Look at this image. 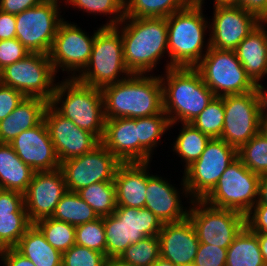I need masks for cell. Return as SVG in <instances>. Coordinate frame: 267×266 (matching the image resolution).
<instances>
[{"label": "cell", "mask_w": 267, "mask_h": 266, "mask_svg": "<svg viewBox=\"0 0 267 266\" xmlns=\"http://www.w3.org/2000/svg\"><path fill=\"white\" fill-rule=\"evenodd\" d=\"M16 38V18L14 14L0 10V40Z\"/></svg>", "instance_id": "51"}, {"label": "cell", "mask_w": 267, "mask_h": 266, "mask_svg": "<svg viewBox=\"0 0 267 266\" xmlns=\"http://www.w3.org/2000/svg\"><path fill=\"white\" fill-rule=\"evenodd\" d=\"M75 244L106 255V237L103 217L76 226Z\"/></svg>", "instance_id": "41"}, {"label": "cell", "mask_w": 267, "mask_h": 266, "mask_svg": "<svg viewBox=\"0 0 267 266\" xmlns=\"http://www.w3.org/2000/svg\"><path fill=\"white\" fill-rule=\"evenodd\" d=\"M131 74L124 61L121 33L115 27L100 25L95 30L89 62L76 79L94 88L102 89L126 79Z\"/></svg>", "instance_id": "6"}, {"label": "cell", "mask_w": 267, "mask_h": 266, "mask_svg": "<svg viewBox=\"0 0 267 266\" xmlns=\"http://www.w3.org/2000/svg\"><path fill=\"white\" fill-rule=\"evenodd\" d=\"M259 179L260 175L250 171L237 157L203 200L214 207L246 215L258 201Z\"/></svg>", "instance_id": "11"}, {"label": "cell", "mask_w": 267, "mask_h": 266, "mask_svg": "<svg viewBox=\"0 0 267 266\" xmlns=\"http://www.w3.org/2000/svg\"><path fill=\"white\" fill-rule=\"evenodd\" d=\"M160 75L163 110L171 128L190 123L215 97L195 67H171Z\"/></svg>", "instance_id": "4"}, {"label": "cell", "mask_w": 267, "mask_h": 266, "mask_svg": "<svg viewBox=\"0 0 267 266\" xmlns=\"http://www.w3.org/2000/svg\"><path fill=\"white\" fill-rule=\"evenodd\" d=\"M9 144L34 172L60 169V162L44 119L35 127L22 131Z\"/></svg>", "instance_id": "21"}, {"label": "cell", "mask_w": 267, "mask_h": 266, "mask_svg": "<svg viewBox=\"0 0 267 266\" xmlns=\"http://www.w3.org/2000/svg\"><path fill=\"white\" fill-rule=\"evenodd\" d=\"M225 119L220 139L237 150L259 133L260 108L256 90L223 96Z\"/></svg>", "instance_id": "16"}, {"label": "cell", "mask_w": 267, "mask_h": 266, "mask_svg": "<svg viewBox=\"0 0 267 266\" xmlns=\"http://www.w3.org/2000/svg\"><path fill=\"white\" fill-rule=\"evenodd\" d=\"M105 254L74 244L62 254V266H106Z\"/></svg>", "instance_id": "42"}, {"label": "cell", "mask_w": 267, "mask_h": 266, "mask_svg": "<svg viewBox=\"0 0 267 266\" xmlns=\"http://www.w3.org/2000/svg\"><path fill=\"white\" fill-rule=\"evenodd\" d=\"M34 224L41 230L46 241L62 254L75 244L76 226L52 217L40 219Z\"/></svg>", "instance_id": "36"}, {"label": "cell", "mask_w": 267, "mask_h": 266, "mask_svg": "<svg viewBox=\"0 0 267 266\" xmlns=\"http://www.w3.org/2000/svg\"><path fill=\"white\" fill-rule=\"evenodd\" d=\"M227 249L200 243L192 266H226Z\"/></svg>", "instance_id": "43"}, {"label": "cell", "mask_w": 267, "mask_h": 266, "mask_svg": "<svg viewBox=\"0 0 267 266\" xmlns=\"http://www.w3.org/2000/svg\"><path fill=\"white\" fill-rule=\"evenodd\" d=\"M52 218L58 221L78 226L99 218L96 212L78 195L68 191L56 206Z\"/></svg>", "instance_id": "33"}, {"label": "cell", "mask_w": 267, "mask_h": 266, "mask_svg": "<svg viewBox=\"0 0 267 266\" xmlns=\"http://www.w3.org/2000/svg\"><path fill=\"white\" fill-rule=\"evenodd\" d=\"M14 248L36 266H62V253L46 241L34 223Z\"/></svg>", "instance_id": "28"}, {"label": "cell", "mask_w": 267, "mask_h": 266, "mask_svg": "<svg viewBox=\"0 0 267 266\" xmlns=\"http://www.w3.org/2000/svg\"><path fill=\"white\" fill-rule=\"evenodd\" d=\"M246 74L255 83L267 78V22H261L234 49Z\"/></svg>", "instance_id": "25"}, {"label": "cell", "mask_w": 267, "mask_h": 266, "mask_svg": "<svg viewBox=\"0 0 267 266\" xmlns=\"http://www.w3.org/2000/svg\"><path fill=\"white\" fill-rule=\"evenodd\" d=\"M236 158L235 147L220 138L210 139L200 157L182 171L190 199L203 200Z\"/></svg>", "instance_id": "12"}, {"label": "cell", "mask_w": 267, "mask_h": 266, "mask_svg": "<svg viewBox=\"0 0 267 266\" xmlns=\"http://www.w3.org/2000/svg\"><path fill=\"white\" fill-rule=\"evenodd\" d=\"M262 82L256 84V92L259 100L260 116H267V87Z\"/></svg>", "instance_id": "52"}, {"label": "cell", "mask_w": 267, "mask_h": 266, "mask_svg": "<svg viewBox=\"0 0 267 266\" xmlns=\"http://www.w3.org/2000/svg\"><path fill=\"white\" fill-rule=\"evenodd\" d=\"M115 28L121 33L124 61L132 74H154L163 57L169 59L166 18L124 17Z\"/></svg>", "instance_id": "1"}, {"label": "cell", "mask_w": 267, "mask_h": 266, "mask_svg": "<svg viewBox=\"0 0 267 266\" xmlns=\"http://www.w3.org/2000/svg\"><path fill=\"white\" fill-rule=\"evenodd\" d=\"M257 237L263 260L267 265V234H257Z\"/></svg>", "instance_id": "54"}, {"label": "cell", "mask_w": 267, "mask_h": 266, "mask_svg": "<svg viewBox=\"0 0 267 266\" xmlns=\"http://www.w3.org/2000/svg\"><path fill=\"white\" fill-rule=\"evenodd\" d=\"M187 203L188 218L200 243L227 249L246 226V215L238 211L217 208L204 200H187Z\"/></svg>", "instance_id": "10"}, {"label": "cell", "mask_w": 267, "mask_h": 266, "mask_svg": "<svg viewBox=\"0 0 267 266\" xmlns=\"http://www.w3.org/2000/svg\"><path fill=\"white\" fill-rule=\"evenodd\" d=\"M226 266H267L263 260L257 233L245 226L227 248Z\"/></svg>", "instance_id": "30"}, {"label": "cell", "mask_w": 267, "mask_h": 266, "mask_svg": "<svg viewBox=\"0 0 267 266\" xmlns=\"http://www.w3.org/2000/svg\"><path fill=\"white\" fill-rule=\"evenodd\" d=\"M131 74L126 79L103 87L106 119L142 118L164 112L160 75Z\"/></svg>", "instance_id": "2"}, {"label": "cell", "mask_w": 267, "mask_h": 266, "mask_svg": "<svg viewBox=\"0 0 267 266\" xmlns=\"http://www.w3.org/2000/svg\"><path fill=\"white\" fill-rule=\"evenodd\" d=\"M5 214H27L24 194L0 189V215Z\"/></svg>", "instance_id": "45"}, {"label": "cell", "mask_w": 267, "mask_h": 266, "mask_svg": "<svg viewBox=\"0 0 267 266\" xmlns=\"http://www.w3.org/2000/svg\"><path fill=\"white\" fill-rule=\"evenodd\" d=\"M225 119L223 96H215L190 123L211 139L220 138Z\"/></svg>", "instance_id": "37"}, {"label": "cell", "mask_w": 267, "mask_h": 266, "mask_svg": "<svg viewBox=\"0 0 267 266\" xmlns=\"http://www.w3.org/2000/svg\"><path fill=\"white\" fill-rule=\"evenodd\" d=\"M199 6H204L205 0H193ZM213 6H228V5H237V0H213Z\"/></svg>", "instance_id": "55"}, {"label": "cell", "mask_w": 267, "mask_h": 266, "mask_svg": "<svg viewBox=\"0 0 267 266\" xmlns=\"http://www.w3.org/2000/svg\"><path fill=\"white\" fill-rule=\"evenodd\" d=\"M107 259L117 258L131 244L158 236L163 223L147 208L117 207L103 216Z\"/></svg>", "instance_id": "7"}, {"label": "cell", "mask_w": 267, "mask_h": 266, "mask_svg": "<svg viewBox=\"0 0 267 266\" xmlns=\"http://www.w3.org/2000/svg\"><path fill=\"white\" fill-rule=\"evenodd\" d=\"M24 98L18 90L0 83V121L13 112Z\"/></svg>", "instance_id": "46"}, {"label": "cell", "mask_w": 267, "mask_h": 266, "mask_svg": "<svg viewBox=\"0 0 267 266\" xmlns=\"http://www.w3.org/2000/svg\"><path fill=\"white\" fill-rule=\"evenodd\" d=\"M3 266H36L15 248H5L0 255Z\"/></svg>", "instance_id": "50"}, {"label": "cell", "mask_w": 267, "mask_h": 266, "mask_svg": "<svg viewBox=\"0 0 267 266\" xmlns=\"http://www.w3.org/2000/svg\"><path fill=\"white\" fill-rule=\"evenodd\" d=\"M63 7L78 8L79 11L83 13H88L87 15H103L108 17L107 22L101 24L102 27H115L117 26L125 17L124 14V3L121 0H63ZM69 5V6H68Z\"/></svg>", "instance_id": "35"}, {"label": "cell", "mask_w": 267, "mask_h": 266, "mask_svg": "<svg viewBox=\"0 0 267 266\" xmlns=\"http://www.w3.org/2000/svg\"><path fill=\"white\" fill-rule=\"evenodd\" d=\"M44 0H0V10L9 14H19L26 9L41 4Z\"/></svg>", "instance_id": "49"}, {"label": "cell", "mask_w": 267, "mask_h": 266, "mask_svg": "<svg viewBox=\"0 0 267 266\" xmlns=\"http://www.w3.org/2000/svg\"><path fill=\"white\" fill-rule=\"evenodd\" d=\"M255 205H267V174L260 175L258 201Z\"/></svg>", "instance_id": "53"}, {"label": "cell", "mask_w": 267, "mask_h": 266, "mask_svg": "<svg viewBox=\"0 0 267 266\" xmlns=\"http://www.w3.org/2000/svg\"><path fill=\"white\" fill-rule=\"evenodd\" d=\"M101 143L121 162H139L136 118L106 119Z\"/></svg>", "instance_id": "23"}, {"label": "cell", "mask_w": 267, "mask_h": 266, "mask_svg": "<svg viewBox=\"0 0 267 266\" xmlns=\"http://www.w3.org/2000/svg\"><path fill=\"white\" fill-rule=\"evenodd\" d=\"M180 127L171 150L181 158L185 170L200 157L211 138L191 123H181Z\"/></svg>", "instance_id": "31"}, {"label": "cell", "mask_w": 267, "mask_h": 266, "mask_svg": "<svg viewBox=\"0 0 267 266\" xmlns=\"http://www.w3.org/2000/svg\"><path fill=\"white\" fill-rule=\"evenodd\" d=\"M32 224L28 214L0 215V247L14 248Z\"/></svg>", "instance_id": "40"}, {"label": "cell", "mask_w": 267, "mask_h": 266, "mask_svg": "<svg viewBox=\"0 0 267 266\" xmlns=\"http://www.w3.org/2000/svg\"><path fill=\"white\" fill-rule=\"evenodd\" d=\"M93 32L89 35L74 21L69 23L64 19L60 23L48 53L56 74L61 69L68 74L65 78H76L84 70L93 49L95 30Z\"/></svg>", "instance_id": "14"}, {"label": "cell", "mask_w": 267, "mask_h": 266, "mask_svg": "<svg viewBox=\"0 0 267 266\" xmlns=\"http://www.w3.org/2000/svg\"><path fill=\"white\" fill-rule=\"evenodd\" d=\"M150 165L151 162H147L145 208L149 209L162 223L178 222L186 219L189 207H184L182 200L184 198H189V202L192 200L188 195L183 176L180 179L181 188H178L175 186L176 184H172L170 179L168 181L167 177L164 178L156 173L151 174L149 172L151 170Z\"/></svg>", "instance_id": "18"}, {"label": "cell", "mask_w": 267, "mask_h": 266, "mask_svg": "<svg viewBox=\"0 0 267 266\" xmlns=\"http://www.w3.org/2000/svg\"><path fill=\"white\" fill-rule=\"evenodd\" d=\"M43 119L60 163L86 154L101 143L94 134L76 126L50 104L46 106Z\"/></svg>", "instance_id": "19"}, {"label": "cell", "mask_w": 267, "mask_h": 266, "mask_svg": "<svg viewBox=\"0 0 267 266\" xmlns=\"http://www.w3.org/2000/svg\"><path fill=\"white\" fill-rule=\"evenodd\" d=\"M193 0H127L124 3L125 17L166 18L186 8Z\"/></svg>", "instance_id": "32"}, {"label": "cell", "mask_w": 267, "mask_h": 266, "mask_svg": "<svg viewBox=\"0 0 267 266\" xmlns=\"http://www.w3.org/2000/svg\"><path fill=\"white\" fill-rule=\"evenodd\" d=\"M48 54L29 53L22 60L0 71V83L21 92L25 97H38L50 102L56 76Z\"/></svg>", "instance_id": "9"}, {"label": "cell", "mask_w": 267, "mask_h": 266, "mask_svg": "<svg viewBox=\"0 0 267 266\" xmlns=\"http://www.w3.org/2000/svg\"><path fill=\"white\" fill-rule=\"evenodd\" d=\"M203 8L192 1L186 8L166 17L169 60L164 71L171 67H195L207 53L209 19Z\"/></svg>", "instance_id": "3"}, {"label": "cell", "mask_w": 267, "mask_h": 266, "mask_svg": "<svg viewBox=\"0 0 267 266\" xmlns=\"http://www.w3.org/2000/svg\"><path fill=\"white\" fill-rule=\"evenodd\" d=\"M260 23L237 5L213 7V17L209 18L210 47L234 50Z\"/></svg>", "instance_id": "17"}, {"label": "cell", "mask_w": 267, "mask_h": 266, "mask_svg": "<svg viewBox=\"0 0 267 266\" xmlns=\"http://www.w3.org/2000/svg\"><path fill=\"white\" fill-rule=\"evenodd\" d=\"M237 6L254 15L259 21L267 22V0H237Z\"/></svg>", "instance_id": "48"}, {"label": "cell", "mask_w": 267, "mask_h": 266, "mask_svg": "<svg viewBox=\"0 0 267 266\" xmlns=\"http://www.w3.org/2000/svg\"><path fill=\"white\" fill-rule=\"evenodd\" d=\"M63 0H44L16 14V38L30 53L48 54L60 23Z\"/></svg>", "instance_id": "13"}, {"label": "cell", "mask_w": 267, "mask_h": 266, "mask_svg": "<svg viewBox=\"0 0 267 266\" xmlns=\"http://www.w3.org/2000/svg\"><path fill=\"white\" fill-rule=\"evenodd\" d=\"M114 183L117 207H145L147 162L121 163L115 172Z\"/></svg>", "instance_id": "24"}, {"label": "cell", "mask_w": 267, "mask_h": 266, "mask_svg": "<svg viewBox=\"0 0 267 266\" xmlns=\"http://www.w3.org/2000/svg\"><path fill=\"white\" fill-rule=\"evenodd\" d=\"M45 99L25 97L23 101L0 121V143H11L22 131L33 128L44 118Z\"/></svg>", "instance_id": "26"}, {"label": "cell", "mask_w": 267, "mask_h": 266, "mask_svg": "<svg viewBox=\"0 0 267 266\" xmlns=\"http://www.w3.org/2000/svg\"><path fill=\"white\" fill-rule=\"evenodd\" d=\"M150 266H175V265L169 260L159 257V259Z\"/></svg>", "instance_id": "58"}, {"label": "cell", "mask_w": 267, "mask_h": 266, "mask_svg": "<svg viewBox=\"0 0 267 266\" xmlns=\"http://www.w3.org/2000/svg\"><path fill=\"white\" fill-rule=\"evenodd\" d=\"M34 170L25 164L8 143H0V189L24 194Z\"/></svg>", "instance_id": "27"}, {"label": "cell", "mask_w": 267, "mask_h": 266, "mask_svg": "<svg viewBox=\"0 0 267 266\" xmlns=\"http://www.w3.org/2000/svg\"><path fill=\"white\" fill-rule=\"evenodd\" d=\"M259 133L267 139V116H260Z\"/></svg>", "instance_id": "56"}, {"label": "cell", "mask_w": 267, "mask_h": 266, "mask_svg": "<svg viewBox=\"0 0 267 266\" xmlns=\"http://www.w3.org/2000/svg\"><path fill=\"white\" fill-rule=\"evenodd\" d=\"M29 53L17 38L0 40V71L16 61L22 60Z\"/></svg>", "instance_id": "44"}, {"label": "cell", "mask_w": 267, "mask_h": 266, "mask_svg": "<svg viewBox=\"0 0 267 266\" xmlns=\"http://www.w3.org/2000/svg\"><path fill=\"white\" fill-rule=\"evenodd\" d=\"M246 226L254 233L267 234V205H254L246 214Z\"/></svg>", "instance_id": "47"}, {"label": "cell", "mask_w": 267, "mask_h": 266, "mask_svg": "<svg viewBox=\"0 0 267 266\" xmlns=\"http://www.w3.org/2000/svg\"><path fill=\"white\" fill-rule=\"evenodd\" d=\"M77 193L99 217L111 215L117 208L114 181L91 184Z\"/></svg>", "instance_id": "34"}, {"label": "cell", "mask_w": 267, "mask_h": 266, "mask_svg": "<svg viewBox=\"0 0 267 266\" xmlns=\"http://www.w3.org/2000/svg\"><path fill=\"white\" fill-rule=\"evenodd\" d=\"M160 257L175 266H192L199 247V240L190 219L163 223L158 234Z\"/></svg>", "instance_id": "22"}, {"label": "cell", "mask_w": 267, "mask_h": 266, "mask_svg": "<svg viewBox=\"0 0 267 266\" xmlns=\"http://www.w3.org/2000/svg\"><path fill=\"white\" fill-rule=\"evenodd\" d=\"M49 104L76 126L94 134L101 141L105 116L100 88L84 84L76 78H65L57 82Z\"/></svg>", "instance_id": "5"}, {"label": "cell", "mask_w": 267, "mask_h": 266, "mask_svg": "<svg viewBox=\"0 0 267 266\" xmlns=\"http://www.w3.org/2000/svg\"><path fill=\"white\" fill-rule=\"evenodd\" d=\"M237 157L250 171L267 174V139L258 133L237 150Z\"/></svg>", "instance_id": "38"}, {"label": "cell", "mask_w": 267, "mask_h": 266, "mask_svg": "<svg viewBox=\"0 0 267 266\" xmlns=\"http://www.w3.org/2000/svg\"><path fill=\"white\" fill-rule=\"evenodd\" d=\"M67 192L63 173L55 171L34 172L24 193V206L32 223L52 217L56 206Z\"/></svg>", "instance_id": "20"}, {"label": "cell", "mask_w": 267, "mask_h": 266, "mask_svg": "<svg viewBox=\"0 0 267 266\" xmlns=\"http://www.w3.org/2000/svg\"><path fill=\"white\" fill-rule=\"evenodd\" d=\"M121 162L100 143L92 151L60 163L68 191L99 182L114 181L115 172Z\"/></svg>", "instance_id": "15"}, {"label": "cell", "mask_w": 267, "mask_h": 266, "mask_svg": "<svg viewBox=\"0 0 267 266\" xmlns=\"http://www.w3.org/2000/svg\"><path fill=\"white\" fill-rule=\"evenodd\" d=\"M106 266H136V265L125 262L121 260L119 257H117L109 259Z\"/></svg>", "instance_id": "57"}, {"label": "cell", "mask_w": 267, "mask_h": 266, "mask_svg": "<svg viewBox=\"0 0 267 266\" xmlns=\"http://www.w3.org/2000/svg\"><path fill=\"white\" fill-rule=\"evenodd\" d=\"M139 140V162H152L154 150L162 142V137L170 130V122L165 112L136 118ZM152 157V158H151Z\"/></svg>", "instance_id": "29"}, {"label": "cell", "mask_w": 267, "mask_h": 266, "mask_svg": "<svg viewBox=\"0 0 267 266\" xmlns=\"http://www.w3.org/2000/svg\"><path fill=\"white\" fill-rule=\"evenodd\" d=\"M195 68L215 96L244 94L256 88L234 50L210 47Z\"/></svg>", "instance_id": "8"}, {"label": "cell", "mask_w": 267, "mask_h": 266, "mask_svg": "<svg viewBox=\"0 0 267 266\" xmlns=\"http://www.w3.org/2000/svg\"><path fill=\"white\" fill-rule=\"evenodd\" d=\"M159 239L148 236L129 245L120 255V259L136 266H150L160 257Z\"/></svg>", "instance_id": "39"}]
</instances>
